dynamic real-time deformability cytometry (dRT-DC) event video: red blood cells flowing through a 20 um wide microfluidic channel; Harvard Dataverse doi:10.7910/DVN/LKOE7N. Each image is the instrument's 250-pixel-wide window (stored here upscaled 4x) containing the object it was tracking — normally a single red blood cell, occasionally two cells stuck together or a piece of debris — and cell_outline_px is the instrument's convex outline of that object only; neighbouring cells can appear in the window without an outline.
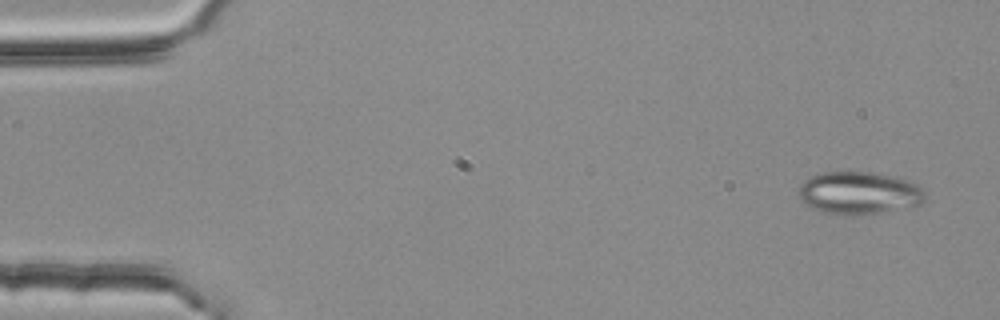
{"species": "common noctule bat (a hibernating species)", "species_latin": "Nyctalus noctula", "temperature_condition": "room temperature", "stored_images_in_passage": 2, "camera_frame_rate_fps": 3000, "um_per_image_px": 0.085, "animal": {"sex": "female", "body_mass_g": 25.1}, "frame": {"image": 1, "passage_image": 2, "time_ms": 0.333, "image_size_px": [1000, 320], "cell_outline_px": [[924, 200], [920, 204], [860, 216], [844, 216], [820, 212], [804, 204], [800, 196], [800, 184], [804, 180], [812, 176], [824, 172], [872, 172], [904, 176], [912, 180], [924, 192]], "centroid_in_image_um": [73.03, 16.4], "position_along_channel_um": 12.0, "area_um2": 31.85}}